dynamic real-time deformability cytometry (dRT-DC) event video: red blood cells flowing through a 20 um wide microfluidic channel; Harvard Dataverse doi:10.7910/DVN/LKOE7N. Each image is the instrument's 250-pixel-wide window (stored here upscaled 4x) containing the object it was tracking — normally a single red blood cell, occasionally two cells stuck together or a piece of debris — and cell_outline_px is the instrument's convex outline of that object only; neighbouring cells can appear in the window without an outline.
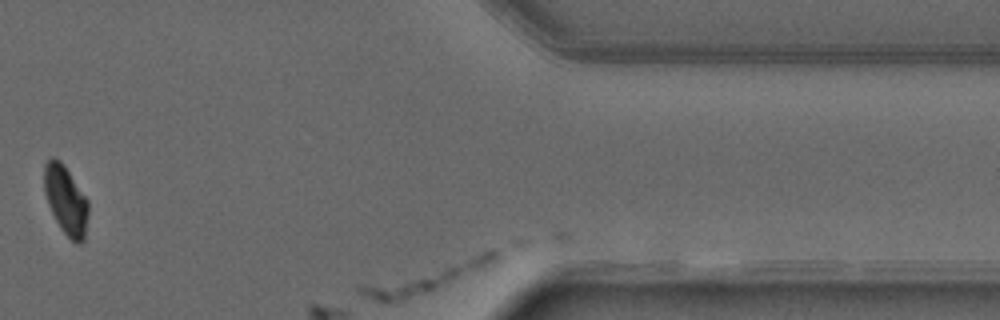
{"species": "common noctule bat (a hibernating species)", "species_latin": "Nyctalus noctula", "temperature_condition": "warm", "stored_images_in_passage": 27, "camera_frame_rate_fps": 3000, "um_per_image_px": 0.085, "animal": {"sex": "male", "forearm_length_mm": 52.5}, "frame": {"image": 1, "passage_image": 27, "time_ms": 8.667, "image_size_px": [1000, 320], "cell_outline_px": [[528, 248], [436, 288], [404, 300], [392, 304], [376, 300], [360, 292], [356, 288], [512, 240], [528, 240]], "centroid_in_image_um": [37.32, 23.23], "position_along_channel_um": 374.1, "area_um2": 24.51}}